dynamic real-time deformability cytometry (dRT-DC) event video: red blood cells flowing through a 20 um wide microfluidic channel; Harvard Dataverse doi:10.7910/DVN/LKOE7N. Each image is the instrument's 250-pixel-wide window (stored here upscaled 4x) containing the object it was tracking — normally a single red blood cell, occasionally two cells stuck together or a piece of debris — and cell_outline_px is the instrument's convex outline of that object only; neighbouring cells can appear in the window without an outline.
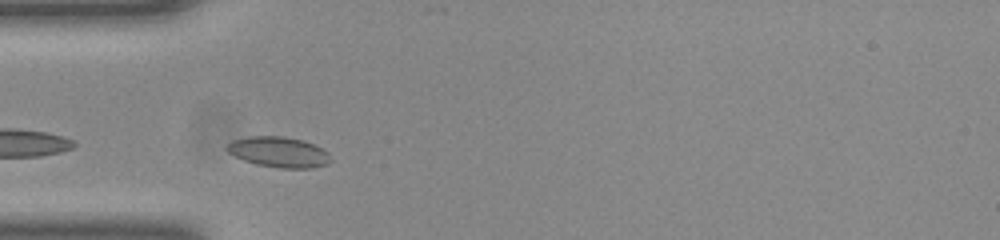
{"species": "common noctule bat (a hibernating species)", "species_latin": "Nyctalus noctula", "temperature_condition": "room temperature", "stored_images_in_passage": 24, "camera_frame_rate_fps": 3000, "um_per_image_px": 0.085, "animal": {"sex": "female", "body_mass_g": 23.0, "forearm_length_mm": 53.4}, "frame": {"image": 1, "passage_image": 1, "time_ms": 0.0, "image_size_px": [1000, 240], "cell_outline_px": [[332, 160], [324, 164], [312, 168], [280, 168], [256, 164], [244, 160], [228, 152], [224, 148], [232, 140], [248, 136], [284, 136], [304, 140], [328, 152]], "centroid_in_image_um": [23.67, 12.91], "position_along_channel_um": 61.3, "area_um2": 18.38}}
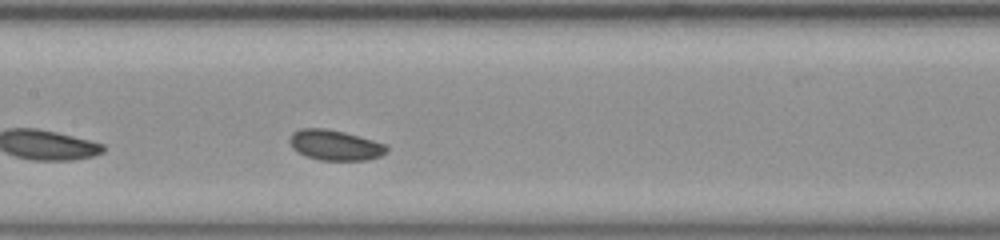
{"frame": {"image": 2, "passage_image": 10, "time_ms": 3.0, "image_size_px": [1000, 240], "cell_outline_px": [[388, 152], [380, 156], [368, 160], [320, 160], [304, 156], [292, 148], [288, 140], [292, 132], [300, 128], [324, 128], [344, 132], [388, 144]], "centroid_in_image_um": [28.48, 12.34], "position_along_channel_um": 178.9, "area_um2": 17.4}}
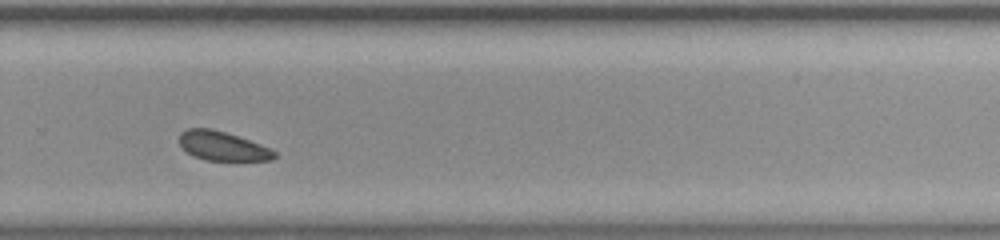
{"frame": {"image": 3, "passage_image": 20, "time_ms": 6.333, "image_size_px": [1000, 240], "cell_outline_px": [[276, 156], [272, 160], [204, 160], [188, 152], [180, 144], [180, 132], [188, 128], [212, 128], [272, 148], [276, 152]], "centroid_in_image_um": [18.93, 12.41], "position_along_channel_um": 310.9, "area_um2": 15.9}}